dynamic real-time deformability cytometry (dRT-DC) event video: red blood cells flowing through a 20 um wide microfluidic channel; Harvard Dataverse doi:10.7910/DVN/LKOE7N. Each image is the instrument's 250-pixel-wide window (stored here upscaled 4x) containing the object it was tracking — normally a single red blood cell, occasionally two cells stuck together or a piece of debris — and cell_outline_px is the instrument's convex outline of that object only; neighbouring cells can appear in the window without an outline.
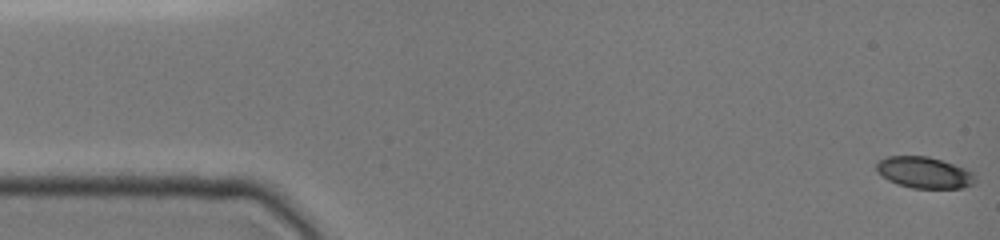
{"species": "common noctule bat (a hibernating species)", "species_latin": "Nyctalus noctula", "temperature_condition": "cold", "stored_images_in_passage": 32, "camera_frame_rate_fps": 3000, "um_per_image_px": 0.085, "animal": {"sex": "female", "body_mass_g": 19.0, "forearm_length_mm": 51.5}, "frame": {"image": 1, "passage_image": 1, "time_ms": 0.0, "image_size_px": [1000, 240], "cell_outline_px": [[976, 184], [964, 188], [912, 188], [888, 180], [876, 172], [876, 164], [880, 160], [888, 156], [928, 156], [964, 168], [972, 172], [976, 176]], "centroid_in_image_um": [78.58, 14.67], "position_along_channel_um": 6.4, "area_um2": 18.03}}
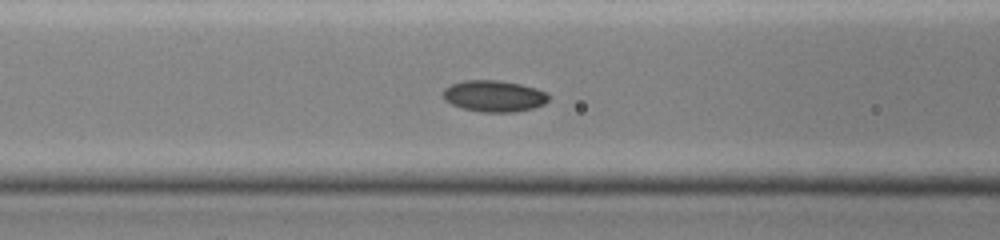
{"frame": {"image": 2, "passage_image": 18, "time_ms": 6.333, "image_size_px": [1000, 240], "cell_outline_px": [[548, 100], [544, 104], [532, 108], [512, 112], [480, 112], [464, 108], [452, 104], [444, 100], [444, 88], [452, 84], [464, 80], [500, 80], [520, 84], [536, 88], [548, 92]], "centroid_in_image_um": [42.0, 8.16], "position_along_channel_um": 124.6, "area_um2": 19.25}}
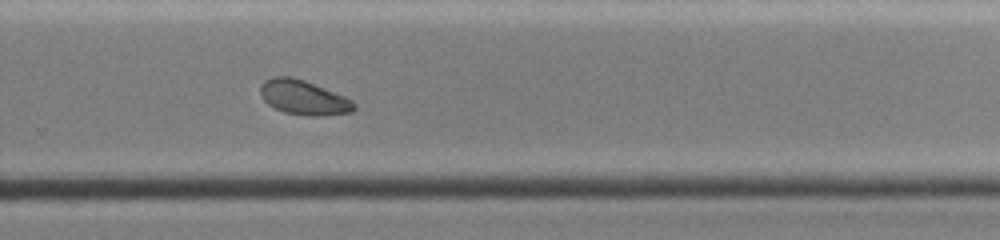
{"frame": {"image": 3, "passage_image": 31, "time_ms": 11.0, "image_size_px": [1000, 240], "cell_outline_px": [[356, 108], [352, 112], [316, 116], [308, 116], [284, 112], [268, 104], [264, 100], [260, 92], [260, 84], [264, 80], [272, 76], [292, 76], [304, 80], [344, 96], [352, 100], [356, 104]], "centroid_in_image_um": [25.79, 8.28], "position_along_channel_um": 304.0, "area_um2": 18.84}}